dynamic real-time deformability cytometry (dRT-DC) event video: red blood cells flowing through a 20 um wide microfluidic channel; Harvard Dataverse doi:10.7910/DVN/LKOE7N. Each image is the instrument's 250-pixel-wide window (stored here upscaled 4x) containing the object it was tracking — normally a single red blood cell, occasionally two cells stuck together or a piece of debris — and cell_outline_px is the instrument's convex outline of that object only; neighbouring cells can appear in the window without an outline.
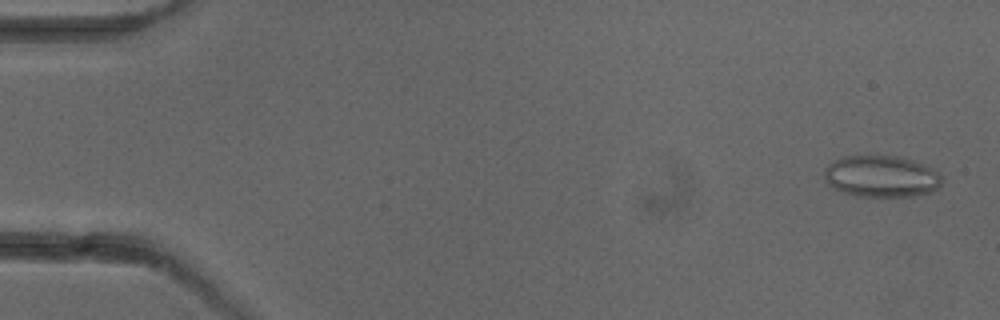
{"species": "common noctule bat (a hibernating species)", "species_latin": "Nyctalus noctula", "temperature_condition": "cold", "stored_images_in_passage": 4, "camera_frame_rate_fps": 3000, "um_per_image_px": 0.085, "animal": {"sex": "female"}, "frame": {"image": 1, "passage_image": 1, "time_ms": 0.0, "image_size_px": [1000, 320], "cell_outline_px": [[940, 184], [932, 192], [912, 196], [856, 196], [844, 192], [828, 184], [824, 176], [824, 168], [832, 160], [844, 156], [896, 156], [912, 160], [932, 168], [940, 176]], "centroid_in_image_um": [74.87, 14.98], "position_along_channel_um": 10.1, "area_um2": 28.26}}
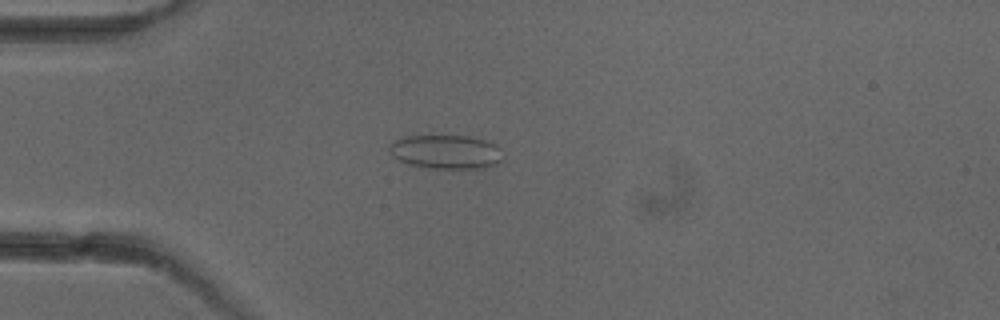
{"frame": {"image": 2, "passage_image": 4, "time_ms": 4.0, "image_size_px": [1000, 320], "cell_outline_px": [[504, 160], [496, 164], [484, 168], [428, 168], [408, 164], [392, 156], [388, 148], [388, 144], [404, 136], [468, 136], [484, 140], [496, 144], [500, 148]], "centroid_in_image_um": [37.91, 12.91], "position_along_channel_um": 47.1, "area_um2": 22.6}}